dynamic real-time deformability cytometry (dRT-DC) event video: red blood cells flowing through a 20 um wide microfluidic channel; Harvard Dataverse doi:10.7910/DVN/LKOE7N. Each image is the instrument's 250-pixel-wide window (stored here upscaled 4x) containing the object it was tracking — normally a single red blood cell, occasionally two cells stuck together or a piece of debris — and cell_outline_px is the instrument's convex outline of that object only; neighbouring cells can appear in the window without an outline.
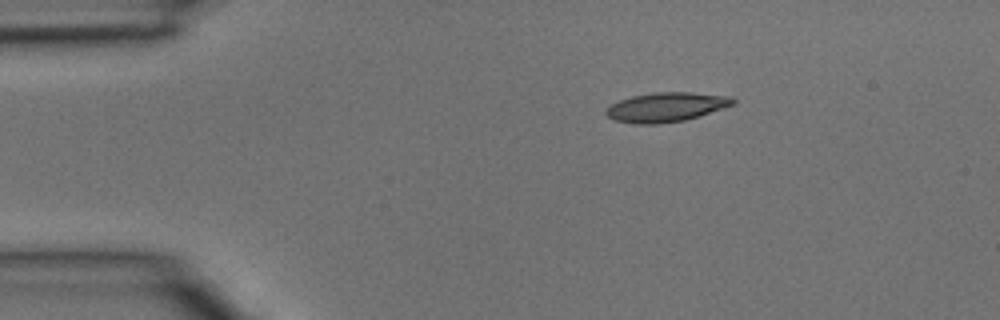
{"species": "common noctule bat (a hibernating species)", "species_latin": "Nyctalus noctula", "temperature_condition": "room temperature", "stored_images_in_passage": 2, "camera_frame_rate_fps": 3000, "um_per_image_px": 0.085, "animal": {"sex": "male", "body_mass_g": 15.6}, "frame": {"image": 1, "passage_image": 1, "time_ms": 0.0, "image_size_px": [1000, 320], "cell_outline_px": [[736, 104], [700, 116], [684, 120], [656, 124], [636, 124], [616, 120], [608, 116], [604, 112], [612, 104], [620, 100], [632, 96], [656, 92], [692, 92], [732, 96], [736, 100]], "centroid_in_image_um": [56.69, 9.09], "position_along_channel_um": 28.3, "area_um2": 21.73}}